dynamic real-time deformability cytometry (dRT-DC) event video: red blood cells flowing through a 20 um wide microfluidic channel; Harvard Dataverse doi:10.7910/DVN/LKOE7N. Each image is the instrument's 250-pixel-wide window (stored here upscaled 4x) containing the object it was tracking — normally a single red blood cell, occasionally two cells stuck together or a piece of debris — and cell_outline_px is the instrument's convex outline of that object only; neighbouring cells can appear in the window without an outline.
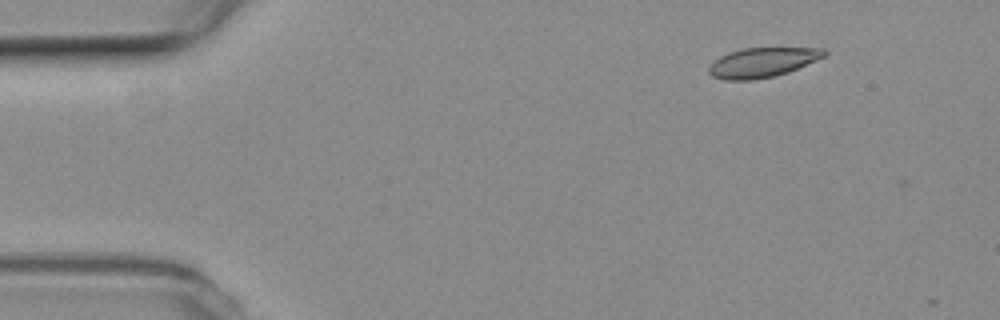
{"species": "common noctule bat (a hibernating species)", "species_latin": "Nyctalus noctula", "temperature_condition": "room temperature", "stored_images_in_passage": 3, "camera_frame_rate_fps": 3000, "um_per_image_px": 0.085, "animal": {"sex": "female", "body_mass_g": 19.3, "forearm_length_mm": 54.1}, "frame": {"image": 1, "passage_image": 2, "time_ms": 0.333, "image_size_px": [1000, 320], "cell_outline_px": [[828, 56], [788, 72], [772, 76], [752, 80], [724, 80], [712, 76], [708, 72], [708, 68], [720, 56], [728, 52], [740, 48], [824, 48], [828, 52]], "centroid_in_image_um": [64.84, 5.3], "position_along_channel_um": 20.2, "area_um2": 20.0}}